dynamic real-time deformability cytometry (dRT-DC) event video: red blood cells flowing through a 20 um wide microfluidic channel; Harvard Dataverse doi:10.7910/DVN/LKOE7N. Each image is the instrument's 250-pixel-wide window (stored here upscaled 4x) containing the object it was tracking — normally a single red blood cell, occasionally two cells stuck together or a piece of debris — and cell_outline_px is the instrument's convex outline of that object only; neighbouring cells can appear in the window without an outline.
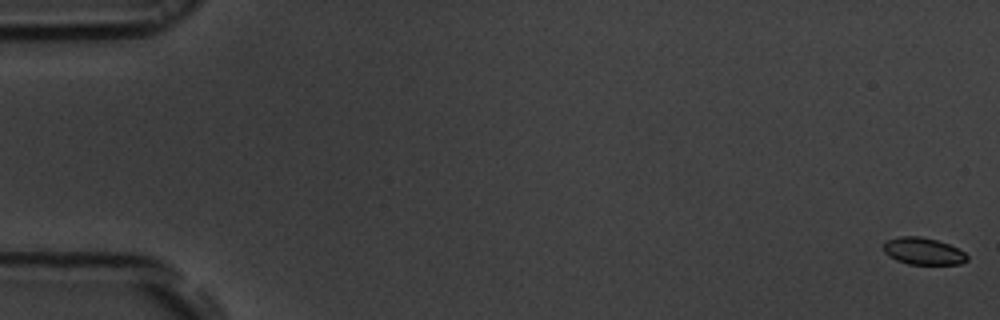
{"species": "common noctule bat (a hibernating species)", "species_latin": "Nyctalus noctula", "temperature_condition": "room temperature", "stored_images_in_passage": 55, "camera_frame_rate_fps": 3000, "um_per_image_px": 0.085, "animal": {"sex": "male", "body_mass_g": 19.5, "forearm_length_mm": 54.6}, "frame": {"image": 1, "passage_image": 1, "time_ms": 0.0, "image_size_px": [1000, 320], "cell_outline_px": [[968, 260], [960, 264], [908, 264], [896, 260], [884, 252], [884, 244], [888, 240], [900, 236], [920, 236], [936, 240], [948, 244], [964, 252], [968, 256]], "centroid_in_image_um": [78.48, 21.35], "position_along_channel_um": 6.5, "area_um2": 13.01}}
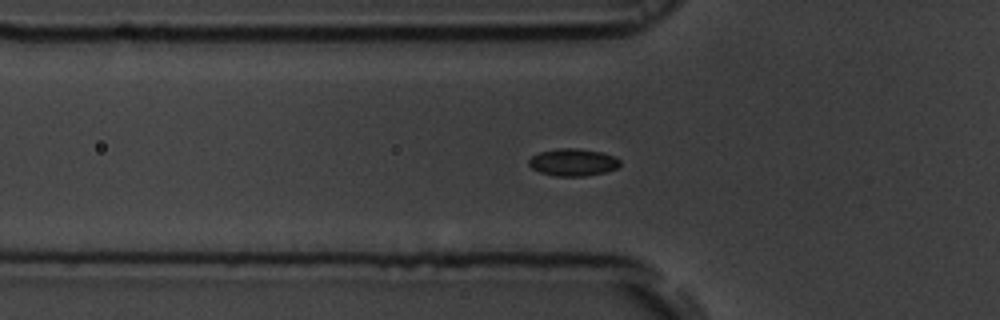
{"frame": {"image": 2, "passage_image": 19, "time_ms": 6.0, "image_size_px": [1000, 320], "cell_outline_px": [[620, 164], [616, 168], [604, 172], [584, 176], [556, 176], [540, 172], [532, 168], [528, 164], [528, 160], [532, 156], [540, 152], [560, 148], [576, 148], [600, 152], [612, 156], [620, 160]], "centroid_in_image_um": [48.67, 13.79], "position_along_channel_um": 77.1, "area_um2": 14.28}}
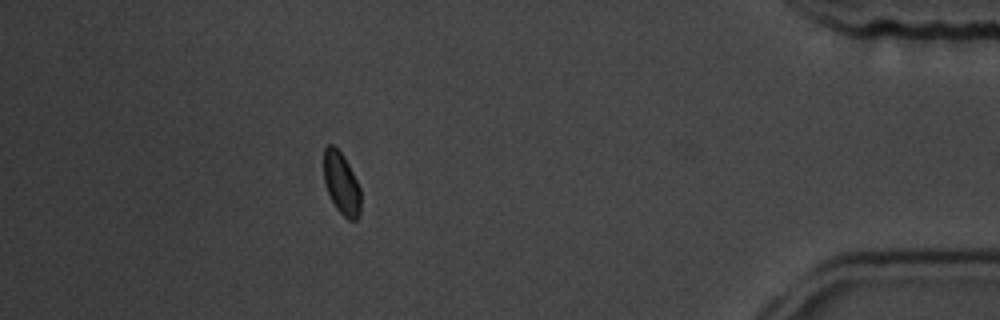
{"frame": {"image": 3, "passage_image": 49, "time_ms": 16.0, "image_size_px": [1000, 320], "cell_outline_px": [[360, 212], [356, 220], [348, 220], [336, 208], [324, 184], [324, 148], [328, 144], [332, 144], [344, 156], [360, 188]], "centroid_in_image_um": [29.01, 15.59], "position_along_channel_um": 406.2, "area_um2": 13.24}}